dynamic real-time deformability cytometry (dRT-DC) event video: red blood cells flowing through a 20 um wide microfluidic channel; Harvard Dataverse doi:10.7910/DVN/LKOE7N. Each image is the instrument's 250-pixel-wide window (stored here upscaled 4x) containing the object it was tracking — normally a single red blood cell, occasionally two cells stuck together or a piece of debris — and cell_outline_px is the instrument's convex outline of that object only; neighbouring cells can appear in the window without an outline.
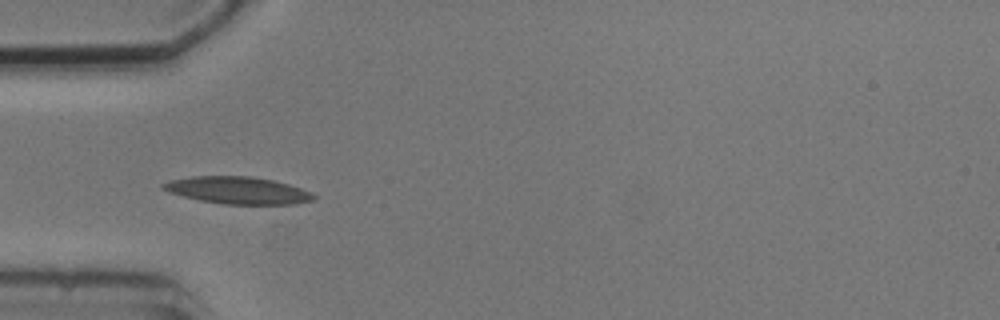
{"species": "common noctule bat (a hibernating species)", "species_latin": "Nyctalus noctula", "temperature_condition": "cold", "stored_images_in_passage": 6, "camera_frame_rate_fps": 3000, "um_per_image_px": 0.085, "animal": {"sex": "male", "body_mass_g": 20.5, "forearm_length_mm": 52.5}, "frame": {"image": 1, "passage_image": 5, "time_ms": 5.0, "image_size_px": [1000, 320], "cell_outline_px": [[316, 196], [312, 200], [296, 204], [220, 204], [200, 200], [168, 192], [160, 188], [160, 184], [172, 180], [192, 176], [252, 176], [272, 180], [288, 184], [300, 188]], "centroid_in_image_um": [20.17, 16.18], "position_along_channel_um": 64.8, "area_um2": 23.7}}
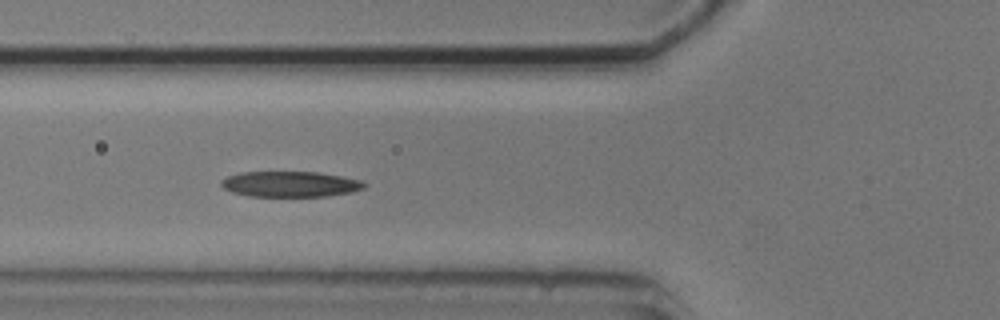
{"frame": {"image": 2, "passage_image": 6, "time_ms": 6.0, "image_size_px": [1000, 320], "cell_outline_px": [[368, 184], [364, 188], [352, 192], [328, 196], [248, 196], [232, 192], [224, 188], [220, 184], [220, 180], [228, 176], [240, 172], [320, 172], [360, 180]], "centroid_in_image_um": [24.67, 15.65], "position_along_channel_um": 101.1, "area_um2": 21.39}}